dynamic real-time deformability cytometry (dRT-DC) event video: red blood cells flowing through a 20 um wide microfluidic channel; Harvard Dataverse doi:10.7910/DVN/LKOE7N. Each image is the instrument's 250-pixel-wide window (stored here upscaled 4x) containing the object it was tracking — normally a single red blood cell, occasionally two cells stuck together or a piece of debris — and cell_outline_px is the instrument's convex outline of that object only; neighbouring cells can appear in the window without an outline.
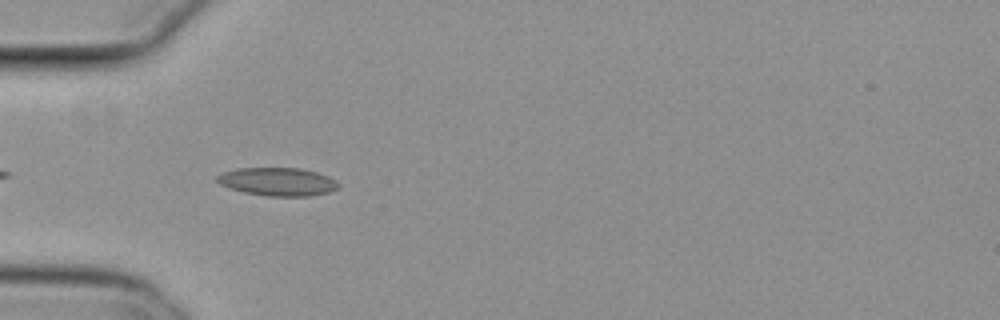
{"species": "common noctule bat (a hibernating species)", "species_latin": "Nyctalus noctula", "temperature_condition": "cold", "stored_images_in_passage": 38, "camera_frame_rate_fps": 3000, "um_per_image_px": 0.085, "animal": {"sex": "female", "body_mass_g": 29.2, "forearm_length_mm": 56.3}, "frame": {"image": 1, "passage_image": 1, "time_ms": 0.0, "image_size_px": [1000, 320], "cell_outline_px": [[340, 188], [328, 192], [308, 196], [268, 196], [244, 192], [220, 184], [216, 180], [216, 176], [220, 172], [236, 168], [300, 168], [316, 172], [328, 176], [336, 180], [340, 184]], "centroid_in_image_um": [23.6, 15.43], "position_along_channel_um": 61.4, "area_um2": 20.0}}
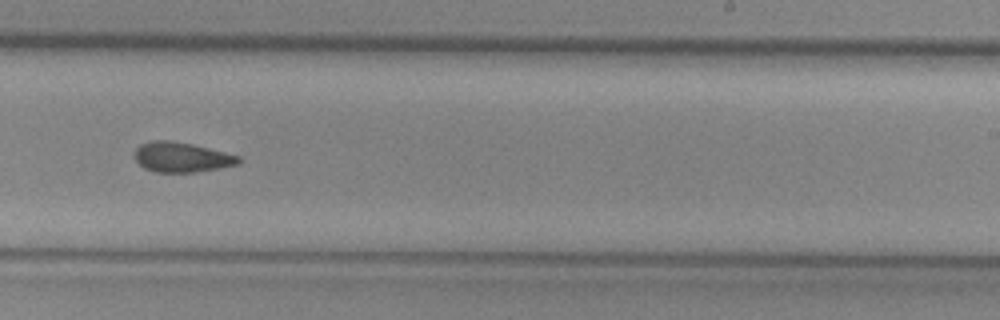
{"frame": {"image": 2, "passage_image": 18, "time_ms": 5.667, "image_size_px": [1000, 320], "cell_outline_px": [[244, 160], [240, 164], [220, 168], [196, 172], [156, 172], [144, 168], [136, 160], [132, 152], [140, 144], [152, 140], [168, 140], [192, 144], [240, 156]], "centroid_in_image_um": [15.44, 13.36], "position_along_channel_um": 273.6, "area_um2": 18.32}}
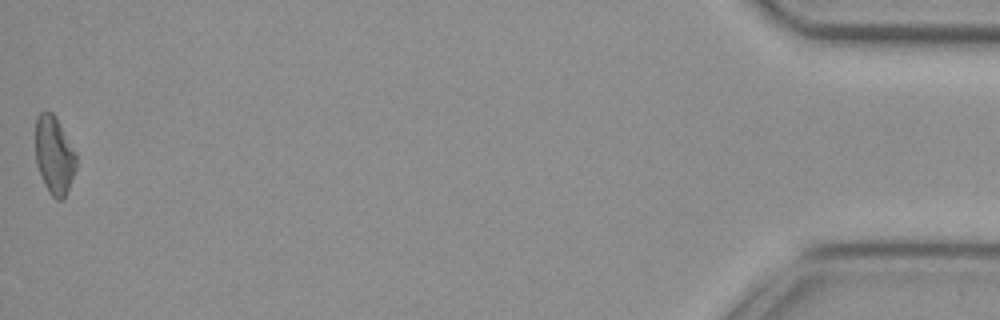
{"frame": {"image": 3, "passage_image": 38, "time_ms": 12.333, "image_size_px": [1000, 320], "cell_outline_px": [[76, 168], [64, 200], [56, 200], [48, 192], [44, 184], [36, 164], [36, 116], [40, 112], [52, 112], [56, 116], [76, 152]], "centroid_in_image_um": [4.61, 13.2], "position_along_channel_um": 430.6, "area_um2": 18.67}, "authors_computed_cell_mechanics": {"area_um2": 18.207, "velocity_mm_per_s": 3.814, "shape_relaxation_time_tau1_ms": null, "shape_relaxation_time_tau2_ms": 2.9826, "deformation_change_tau1": null, "deformation_change_tau2": 0.0937}}